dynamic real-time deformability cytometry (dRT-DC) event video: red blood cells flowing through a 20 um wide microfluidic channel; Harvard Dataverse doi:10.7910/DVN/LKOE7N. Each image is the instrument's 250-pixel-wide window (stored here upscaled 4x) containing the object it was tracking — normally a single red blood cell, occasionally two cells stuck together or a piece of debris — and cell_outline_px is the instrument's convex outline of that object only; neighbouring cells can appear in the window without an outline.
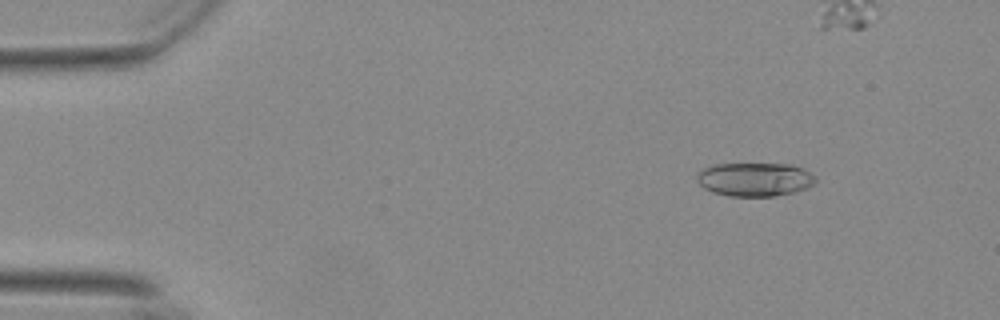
{"species": "Egyptian fruit bat (a non-hibernating species)", "species_latin": "Rousettus aegyptiacus", "temperature_condition": "warm", "stored_images_in_passage": 44, "camera_frame_rate_fps": 3000, "um_per_image_px": 0.085, "animal": {"sex": "female"}, "frame": {"image": 1, "passage_image": 7, "time_ms": 2.0, "image_size_px": [1000, 320], "cell_outline_px": [[816, 180], [808, 188], [792, 192], [772, 196], [728, 196], [712, 192], [704, 188], [696, 180], [696, 176], [704, 168], [716, 164], [792, 164], [804, 168]], "centroid_in_image_um": [64.13, 15.24], "position_along_channel_um": 20.9, "area_um2": 23.12}}
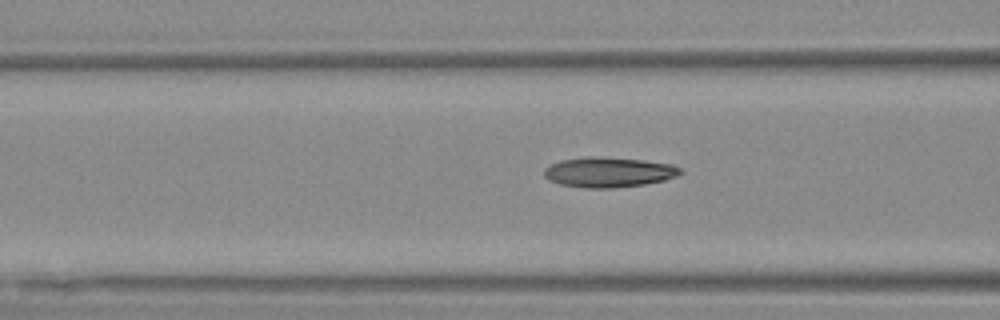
{"frame": {"image": 2, "passage_image": 22, "time_ms": 7.0, "image_size_px": [1000, 320], "cell_outline_px": [[684, 172], [676, 176], [664, 180], [644, 184], [612, 188], [584, 188], [560, 184], [548, 180], [544, 176], [544, 168], [560, 160], [584, 156], [600, 156], [644, 160], [672, 164], [680, 168]], "centroid_in_image_um": [51.72, 14.62], "position_along_channel_um": 114.9, "area_um2": 24.1}}
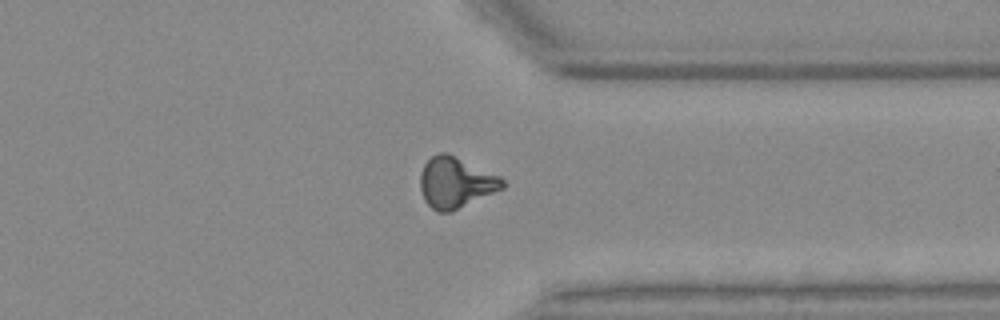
{"frame": {"image": 3, "passage_image": 43, "time_ms": 14.0, "image_size_px": [1000, 320], "cell_outline_px": [[504, 188], [452, 212], [436, 212], [424, 200], [420, 188], [420, 172], [424, 164], [432, 156], [440, 152], [448, 152], [500, 176], [504, 180]], "centroid_in_image_um": [38.72, 15.52], "position_along_channel_um": 372.7, "area_um2": 24.57}}